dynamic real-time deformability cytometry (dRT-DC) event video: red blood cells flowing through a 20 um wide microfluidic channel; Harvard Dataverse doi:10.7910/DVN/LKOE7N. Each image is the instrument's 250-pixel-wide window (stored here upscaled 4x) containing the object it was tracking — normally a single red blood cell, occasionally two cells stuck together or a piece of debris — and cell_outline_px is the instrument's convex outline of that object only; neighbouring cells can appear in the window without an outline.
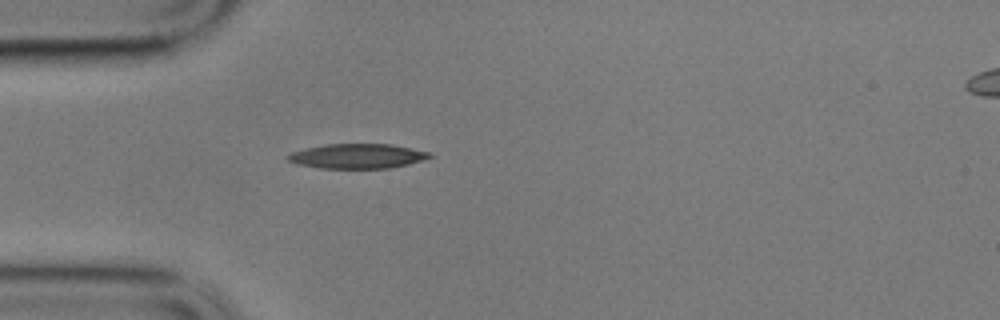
{"species": "common noctule bat (a hibernating species)", "species_latin": "Nyctalus noctula", "temperature_condition": "cold", "stored_images_in_passage": 35, "camera_frame_rate_fps": 3000, "um_per_image_px": 0.085, "animal": {"sex": "male", "body_mass_g": 17.9}, "frame": {"image": 1, "passage_image": 1, "time_ms": 0.0, "image_size_px": [1000, 320], "cell_outline_px": [[432, 156], [424, 160], [408, 164], [388, 168], [320, 168], [296, 164], [288, 160], [284, 156], [292, 152], [304, 148], [324, 144], [392, 144], [432, 152]], "centroid_in_image_um": [30.37, 13.26], "position_along_channel_um": 54.6, "area_um2": 20.58}}
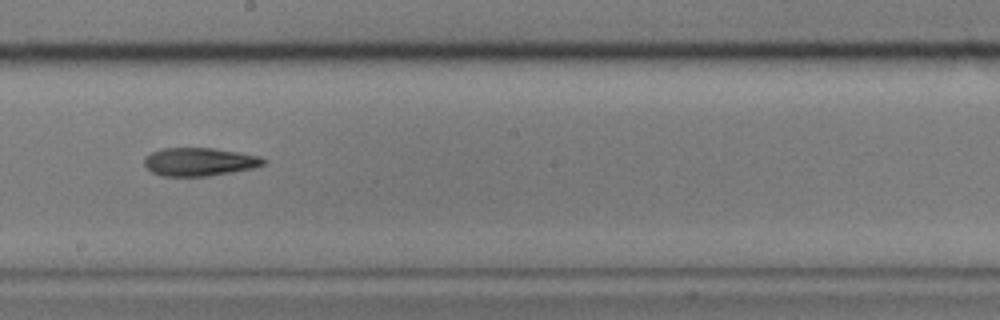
{"frame": {"image": 2, "passage_image": 17, "time_ms": 5.333, "image_size_px": [1000, 320], "cell_outline_px": [[268, 160], [264, 164], [252, 168], [232, 172], [208, 176], [164, 176], [152, 172], [144, 164], [144, 156], [152, 152], [164, 148], [212, 148], [260, 156]], "centroid_in_image_um": [16.94, 13.75], "position_along_channel_um": 231.3, "area_um2": 19.48}}
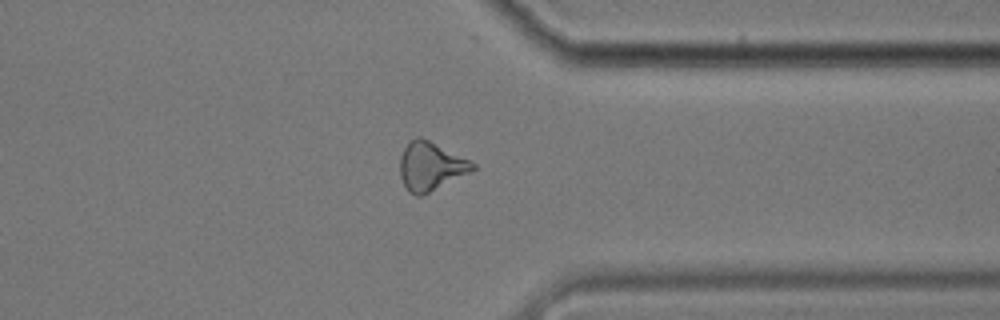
{"frame": {"image": 3, "passage_image": 30, "time_ms": 9.667, "image_size_px": [1000, 320], "cell_outline_px": [[476, 168], [472, 172], [420, 196], [416, 196], [408, 192], [400, 176], [400, 156], [404, 148], [416, 136], [420, 136], [476, 164]], "centroid_in_image_um": [36.59, 14.15], "position_along_channel_um": 374.8, "area_um2": 20.23}, "authors_computed_cell_mechanics": {"area_um2": 19.7098, "velocity_mm_per_s": 3.4156, "shape_relaxation_time_tau1_ms": null, "shape_relaxation_time_tau2_ms": 6.2667, "deformation_change_tau1": null, "deformation_change_tau2": 0.1905}}